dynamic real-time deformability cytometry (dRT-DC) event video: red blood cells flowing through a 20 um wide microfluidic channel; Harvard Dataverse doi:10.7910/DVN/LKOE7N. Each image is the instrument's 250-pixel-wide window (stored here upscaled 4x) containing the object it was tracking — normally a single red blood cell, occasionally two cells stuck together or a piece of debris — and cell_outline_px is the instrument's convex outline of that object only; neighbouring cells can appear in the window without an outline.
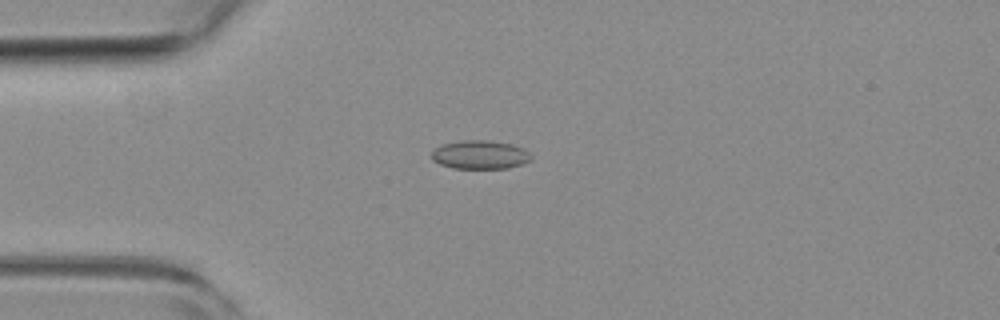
{"species": "common noctule bat (a hibernating species)", "species_latin": "Nyctalus noctula", "temperature_condition": "room temperature", "stored_images_in_passage": 54, "camera_frame_rate_fps": 3000, "um_per_image_px": 0.085, "animal": {"sex": "female", "body_mass_g": 19.3, "forearm_length_mm": 54.1}, "frame": {"image": 1, "passage_image": 14, "time_ms": 4.333, "image_size_px": [1000, 320], "cell_outline_px": [[532, 160], [508, 168], [452, 168], [440, 164], [432, 160], [432, 152], [440, 144], [460, 140], [488, 140], [512, 144], [524, 148], [532, 156]], "centroid_in_image_um": [40.8, 13.14], "position_along_channel_um": 44.2, "area_um2": 16.7}}
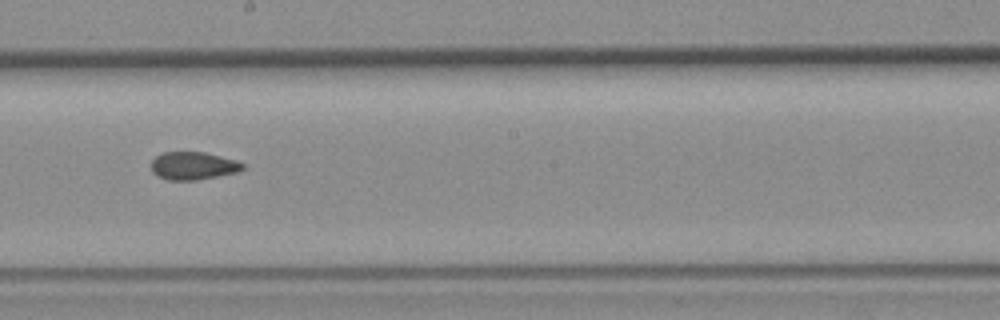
{"frame": {"image": 2, "passage_image": 30, "time_ms": 9.667, "image_size_px": [1000, 320], "cell_outline_px": [[244, 168], [236, 172], [196, 180], [168, 180], [156, 176], [152, 172], [152, 160], [156, 156], [164, 152], [204, 152], [236, 160], [244, 164]], "centroid_in_image_um": [16.39, 14.09], "position_along_channel_um": 231.8, "area_um2": 14.74}}
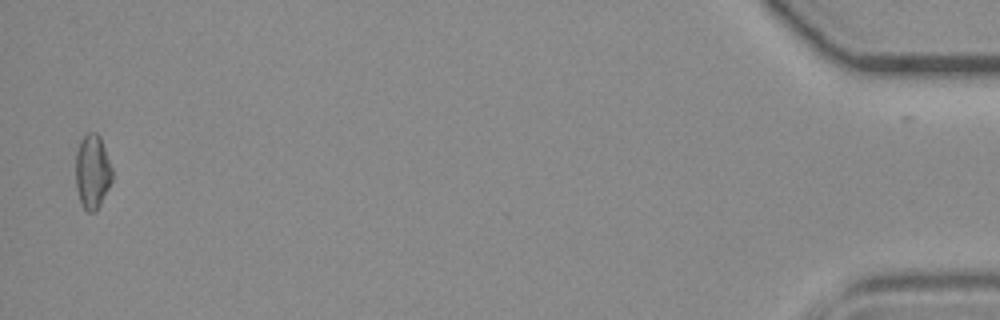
{"frame": {"image": 3, "passage_image": 53, "time_ms": 17.333, "image_size_px": [1000, 320], "cell_outline_px": [[112, 180], [96, 212], [88, 212], [84, 208], [80, 200], [76, 188], [76, 152], [80, 140], [88, 132], [96, 132], [100, 136], [112, 168]], "centroid_in_image_um": [7.85, 14.57], "position_along_channel_um": 427.4, "area_um2": 15.72}, "authors_computed_cell_mechanics": {"area_um2": 15.4904, "velocity_mm_per_s": 3.8397, "shape_relaxation_time_tau1_ms": null, "shape_relaxation_time_tau2_ms": 2.454, "deformation_change_tau1": null, "deformation_change_tau2": 0.0683}}